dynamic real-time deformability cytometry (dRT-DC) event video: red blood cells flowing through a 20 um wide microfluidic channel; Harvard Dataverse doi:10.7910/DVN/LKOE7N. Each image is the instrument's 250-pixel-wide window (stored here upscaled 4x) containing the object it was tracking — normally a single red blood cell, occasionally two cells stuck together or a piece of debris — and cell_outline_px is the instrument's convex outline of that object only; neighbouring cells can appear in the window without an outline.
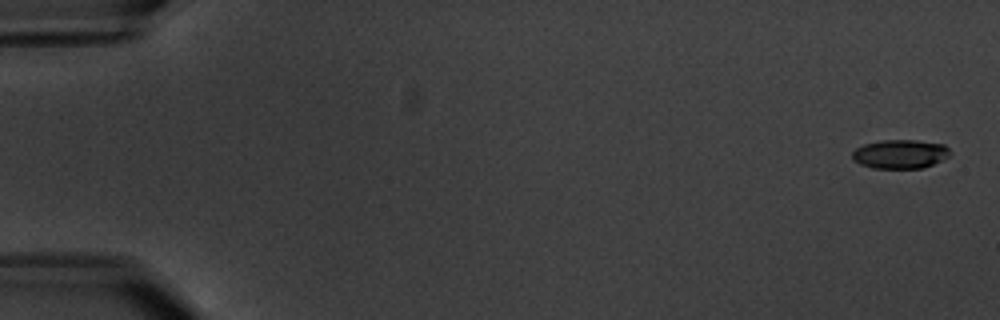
{"species": "common noctule bat (a hibernating species)", "species_latin": "Nyctalus noctula", "temperature_condition": "warm", "stored_images_in_passage": 5, "camera_frame_rate_fps": 3000, "um_per_image_px": 0.085, "animal": {"sex": "male", "body_mass_g": 20.1, "forearm_length_mm": 53.5}, "frame": {"image": 1, "passage_image": 1, "time_ms": 0.0, "image_size_px": [1000, 320], "cell_outline_px": [[952, 152], [948, 156], [924, 168], [872, 168], [860, 164], [852, 160], [852, 152], [856, 148], [864, 144], [880, 140], [916, 140], [944, 144]], "centroid_in_image_um": [76.49, 13.09], "position_along_channel_um": 8.5, "area_um2": 16.53}}